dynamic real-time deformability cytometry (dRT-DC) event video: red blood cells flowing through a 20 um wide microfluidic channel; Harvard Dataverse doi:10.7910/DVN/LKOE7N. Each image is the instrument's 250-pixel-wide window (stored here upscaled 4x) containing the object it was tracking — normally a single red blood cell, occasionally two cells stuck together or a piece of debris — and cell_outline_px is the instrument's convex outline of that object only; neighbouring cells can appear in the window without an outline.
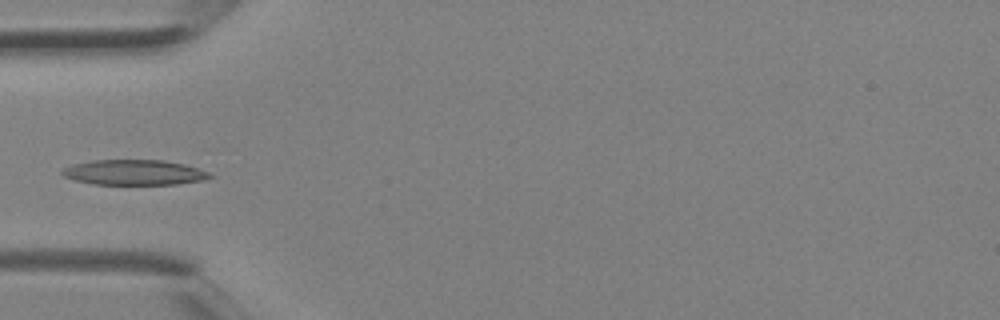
{"species": "Egyptian fruit bat (a non-hibernating species)", "species_latin": "Rousettus aegyptiacus", "temperature_condition": "room temperature", "stored_images_in_passage": 3, "camera_frame_rate_fps": 3000, "um_per_image_px": 0.085, "animal": {"sex": "female"}, "frame": {"image": 1, "passage_image": 3, "time_ms": 0.667, "image_size_px": [1000, 320], "cell_outline_px": [[216, 176], [204, 180], [176, 184], [92, 184], [76, 180], [64, 176], [60, 172], [60, 168], [72, 164], [92, 160], [164, 160], [184, 164], [208, 172]], "centroid_in_image_um": [11.38, 14.65], "position_along_channel_um": 73.6, "area_um2": 21.79}}